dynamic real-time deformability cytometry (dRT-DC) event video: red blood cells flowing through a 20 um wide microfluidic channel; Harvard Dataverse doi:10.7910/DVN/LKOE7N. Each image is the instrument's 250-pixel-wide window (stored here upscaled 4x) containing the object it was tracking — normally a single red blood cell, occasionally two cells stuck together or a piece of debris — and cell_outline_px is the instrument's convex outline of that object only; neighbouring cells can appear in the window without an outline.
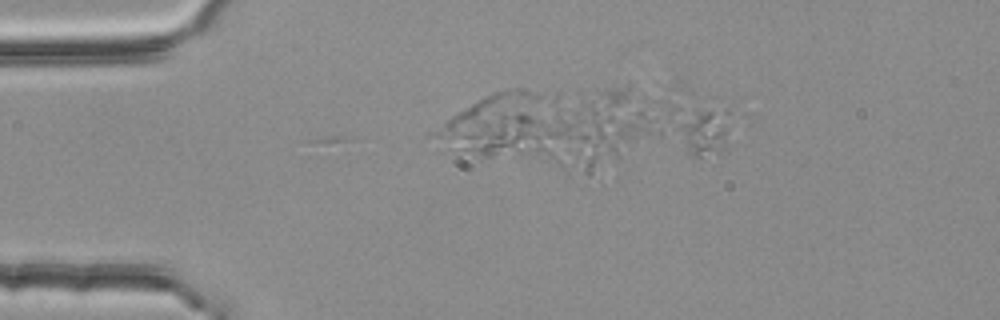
{"species": "common noctule bat (a hibernating species)", "species_latin": "Nyctalus noctula", "temperature_condition": "room temperature", "stored_images_in_passage": 6, "camera_frame_rate_fps": 3000, "um_per_image_px": 0.085, "animal": {"sex": "female", "body_mass_g": 25.1}, "frame": {"image": 1, "passage_image": 1, "time_ms": 0.0, "image_size_px": [1000, 320], "cell_outline_px": [[728, 112], [724, 148], [720, 152], [700, 156], [692, 156], [688, 152], [676, 128], [664, 100], [672, 96], [728, 108]], "centroid_in_image_um": [59.42, 10.63], "position_along_channel_um": 25.6, "area_um2": 18.9}}